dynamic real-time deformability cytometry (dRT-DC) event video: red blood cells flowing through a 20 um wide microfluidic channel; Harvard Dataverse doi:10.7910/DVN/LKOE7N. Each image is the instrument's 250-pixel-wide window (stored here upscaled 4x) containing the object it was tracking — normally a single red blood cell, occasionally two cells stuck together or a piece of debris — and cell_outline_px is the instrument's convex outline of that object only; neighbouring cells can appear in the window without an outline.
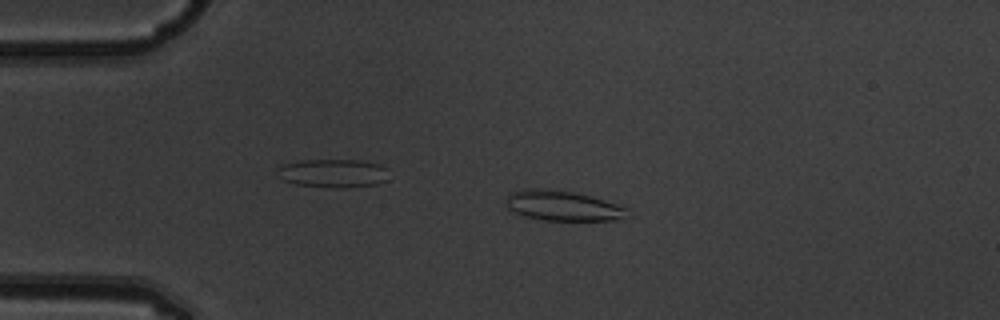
{"species": "common noctule bat (a hibernating species)", "species_latin": "Nyctalus noctula", "temperature_condition": "warm", "stored_images_in_passage": 4, "camera_frame_rate_fps": 3000, "um_per_image_px": 0.085, "animal": {"sex": "male", "body_mass_g": 19.5, "forearm_length_mm": 54.6}, "frame": {"image": 1, "passage_image": 3, "time_ms": 0.667, "image_size_px": [1000, 320], "cell_outline_px": [[624, 216], [616, 220], [544, 220], [524, 216], [508, 208], [504, 200], [508, 192], [524, 188], [548, 188], [572, 192], [592, 196], [616, 204], [624, 208]], "centroid_in_image_um": [47.7, 17.46], "position_along_channel_um": 37.3, "area_um2": 21.15}}